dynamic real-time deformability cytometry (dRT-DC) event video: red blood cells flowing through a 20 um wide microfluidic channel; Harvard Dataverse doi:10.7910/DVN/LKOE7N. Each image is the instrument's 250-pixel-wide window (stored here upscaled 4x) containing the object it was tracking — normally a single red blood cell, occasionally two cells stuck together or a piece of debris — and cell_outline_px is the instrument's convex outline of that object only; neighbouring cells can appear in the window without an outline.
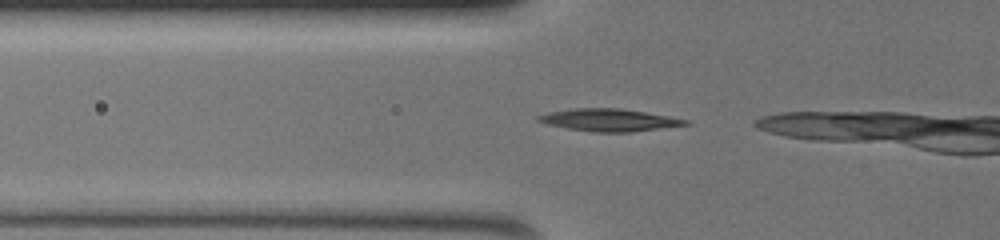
{"species": "common noctule bat (a hibernating species)", "species_latin": "Nyctalus noctula", "temperature_condition": "warm", "stored_images_in_passage": 7, "camera_frame_rate_fps": 3000, "um_per_image_px": 0.085, "animal": {"sex": "female", "body_mass_g": 19.5, "forearm_length_mm": 54.1}, "frame": {"image": 1, "passage_image": 2, "time_ms": 0.333, "image_size_px": [1000, 240], "cell_outline_px": [[692, 124], [628, 132], [596, 132], [568, 128], [548, 124], [536, 120], [536, 116], [548, 112], [576, 108], [620, 108], [668, 116], [688, 120]], "centroid_in_image_um": [51.77, 10.19], "position_along_channel_um": 74.0, "area_um2": 18.9}}
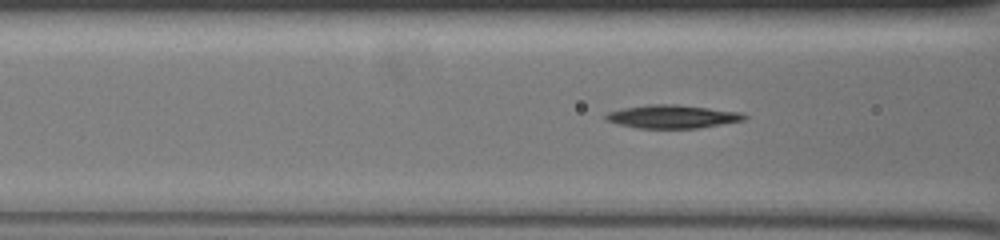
{"frame": {"image": 2, "passage_image": 5, "time_ms": 1.333, "image_size_px": [1000, 240], "cell_outline_px": [[748, 116], [744, 120], [696, 128], [636, 128], [604, 120], [604, 116], [608, 112], [624, 108], [648, 104], [676, 104], [740, 112]], "centroid_in_image_um": [57.11, 9.9], "position_along_channel_um": 109.5, "area_um2": 18.61}}